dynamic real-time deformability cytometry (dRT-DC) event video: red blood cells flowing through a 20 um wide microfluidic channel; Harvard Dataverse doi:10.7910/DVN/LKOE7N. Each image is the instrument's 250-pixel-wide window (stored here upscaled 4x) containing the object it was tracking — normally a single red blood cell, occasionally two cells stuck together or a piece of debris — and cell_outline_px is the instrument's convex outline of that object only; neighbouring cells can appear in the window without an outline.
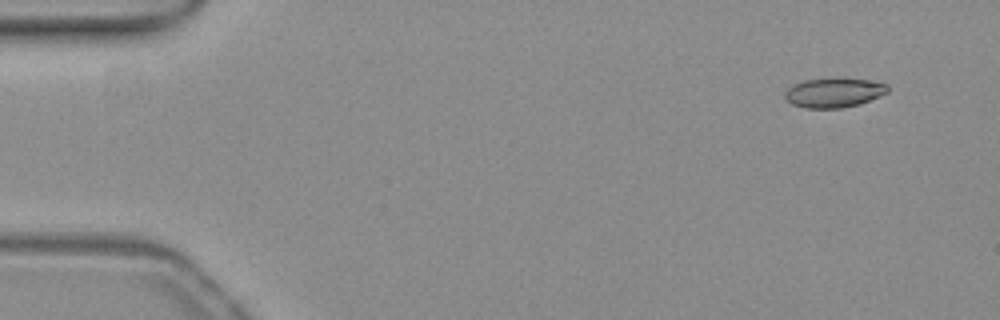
{"species": "common noctule bat (a hibernating species)", "species_latin": "Nyctalus noctula", "temperature_condition": "warm", "stored_images_in_passage": 46, "camera_frame_rate_fps": 3000, "um_per_image_px": 0.085, "animal": {"sex": "female", "body_mass_g": 19.3, "forearm_length_mm": 54.1}, "frame": {"image": 1, "passage_image": 1, "time_ms": 0.0, "image_size_px": [1000, 320], "cell_outline_px": [[888, 92], [880, 96], [860, 104], [840, 108], [808, 108], [792, 104], [784, 96], [784, 92], [788, 88], [804, 80], [868, 80], [888, 84]], "centroid_in_image_um": [70.9, 7.91], "position_along_channel_um": 14.1, "area_um2": 17.05}}
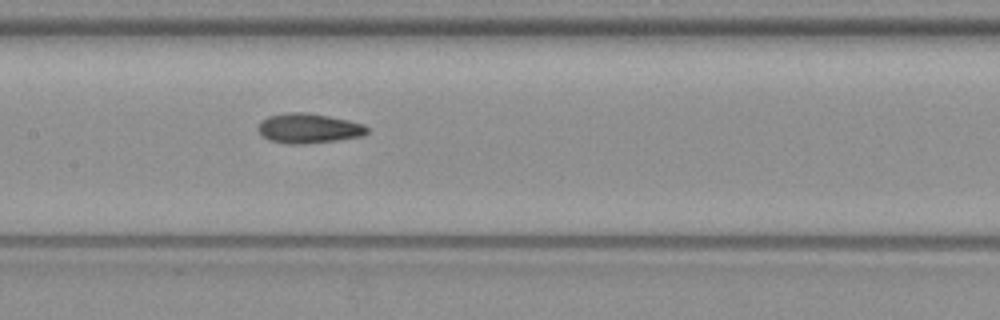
{"frame": {"image": 2, "passage_image": 23, "time_ms": 7.333, "image_size_px": [1000, 320], "cell_outline_px": [[368, 132], [364, 136], [336, 140], [304, 144], [288, 144], [268, 140], [260, 132], [260, 124], [268, 116], [284, 112], [304, 112], [328, 116], [348, 120], [364, 124], [368, 128]], "centroid_in_image_um": [26.27, 10.91], "position_along_channel_um": 181.1, "area_um2": 18.79}}
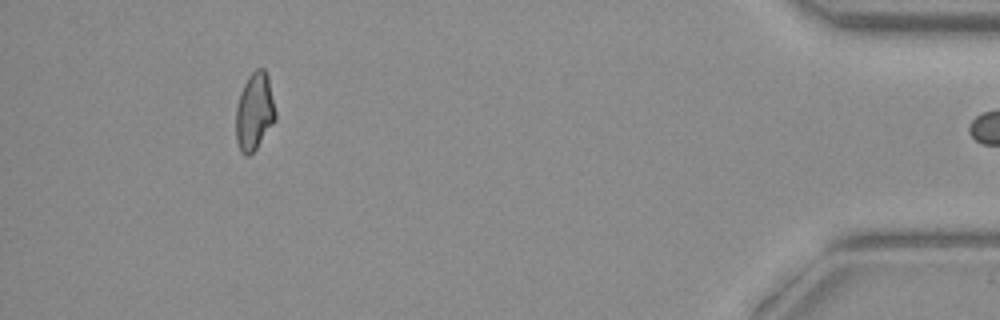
{"frame": {"image": 3, "passage_image": 46, "time_ms": 15.0, "image_size_px": [1000, 320], "cell_outline_px": [[276, 120], [256, 148], [248, 156], [244, 156], [240, 152], [236, 140], [236, 108], [240, 92], [248, 76], [256, 68], [264, 68], [268, 76], [276, 112]], "centroid_in_image_um": [21.62, 9.49], "position_along_channel_um": 413.6, "area_um2": 17.98}, "authors_computed_cell_mechanics": {"area_um2": 18.3515, "velocity_mm_per_s": 3.9078, "shape_relaxation_time_tau1_ms": null, "shape_relaxation_time_tau2_ms": 2.387, "deformation_change_tau1": null, "deformation_change_tau2": 0.0776}}